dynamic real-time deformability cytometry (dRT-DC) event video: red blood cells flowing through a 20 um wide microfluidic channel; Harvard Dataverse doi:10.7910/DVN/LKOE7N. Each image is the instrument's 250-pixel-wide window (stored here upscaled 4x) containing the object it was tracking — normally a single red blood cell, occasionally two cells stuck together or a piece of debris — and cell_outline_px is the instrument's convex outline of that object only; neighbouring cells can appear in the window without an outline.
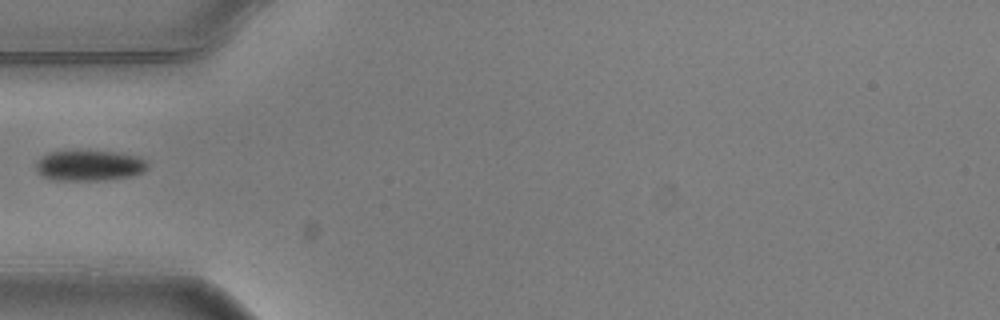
{"species": "common noctule bat (a hibernating species)", "species_latin": "Nyctalus noctula", "temperature_condition": "warm", "stored_images_in_passage": 4, "camera_frame_rate_fps": 3000, "um_per_image_px": 0.085, "animal": {"sex": "male", "body_mass_g": 20.5, "forearm_length_mm": 52.5}, "frame": {"image": 1, "passage_image": 3, "time_ms": 0.667, "image_size_px": [1000, 320], "cell_outline_px": [[148, 168], [144, 172], [132, 176], [100, 180], [48, 180], [36, 172], [36, 160], [40, 156], [48, 152], [116, 152], [136, 156], [144, 160], [148, 164]], "centroid_in_image_um": [7.55, 14.09], "position_along_channel_um": 77.5, "area_um2": 19.83}}
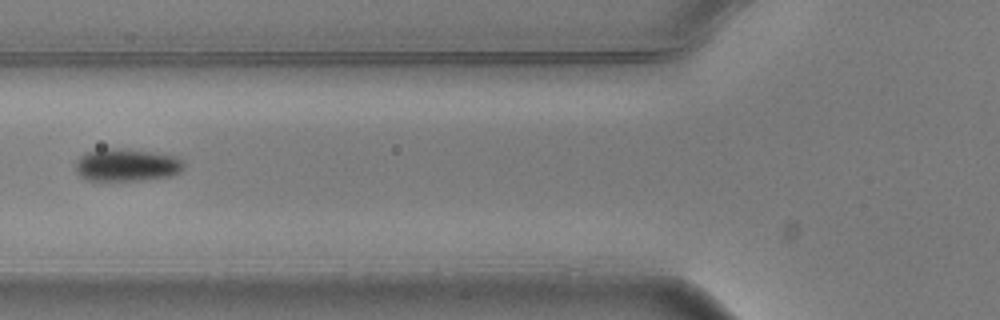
{"frame": {"image": 2, "passage_image": 4, "time_ms": 1.0, "image_size_px": [1000, 320], "cell_outline_px": [[184, 172], [172, 176], [140, 180], [84, 180], [76, 172], [76, 160], [84, 152], [96, 148], [124, 148], [152, 152], [176, 156], [184, 160]], "centroid_in_image_um": [10.78, 14.01], "position_along_channel_um": 115.0, "area_um2": 21.1}}